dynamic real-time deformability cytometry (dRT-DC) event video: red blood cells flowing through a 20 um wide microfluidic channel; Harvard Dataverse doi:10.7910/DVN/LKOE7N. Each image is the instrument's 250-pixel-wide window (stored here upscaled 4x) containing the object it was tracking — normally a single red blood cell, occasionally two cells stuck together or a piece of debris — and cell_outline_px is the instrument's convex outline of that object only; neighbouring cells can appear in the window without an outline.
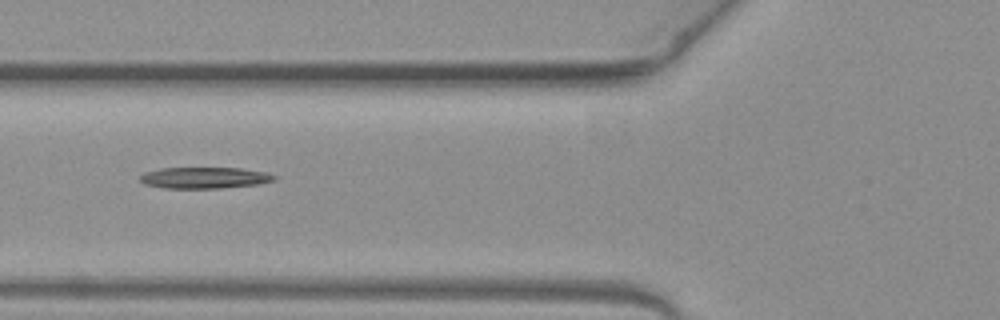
{"species": "common noctule bat (a hibernating species)", "species_latin": "Nyctalus noctula", "temperature_condition": "warm", "stored_images_in_passage": 35, "camera_frame_rate_fps": 3000, "um_per_image_px": 0.085, "animal": {"sex": "female", "body_mass_g": 19.3, "forearm_length_mm": 54.1}, "frame": {"image": 1, "passage_image": 10, "time_ms": 3.0, "image_size_px": [1000, 320], "cell_outline_px": [[276, 180], [260, 184], [220, 188], [164, 188], [144, 184], [140, 180], [140, 176], [144, 172], [160, 168], [240, 168], [268, 172], [276, 176]], "centroid_in_image_um": [17.4, 15.11], "position_along_channel_um": 108.4, "area_um2": 16.76}}
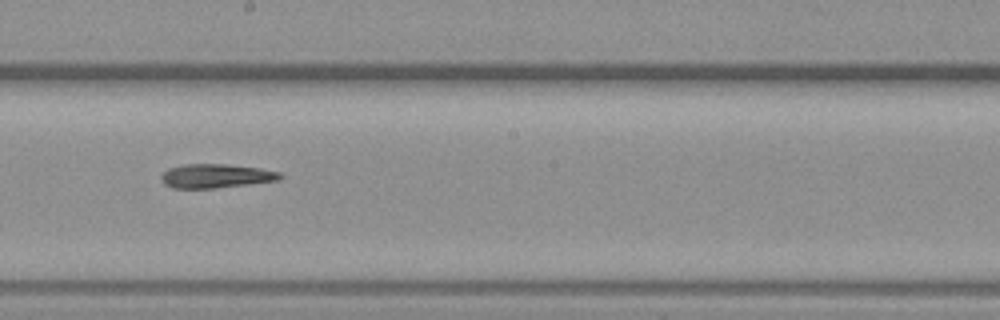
{"frame": {"image": 2, "passage_image": 19, "time_ms": 6.0, "image_size_px": [1000, 320], "cell_outline_px": [[284, 176], [280, 180], [216, 188], [172, 188], [164, 184], [160, 176], [168, 168], [184, 164], [228, 164], [260, 168], [280, 172]], "centroid_in_image_um": [18.37, 14.95], "position_along_channel_um": 229.8, "area_um2": 16.7}}
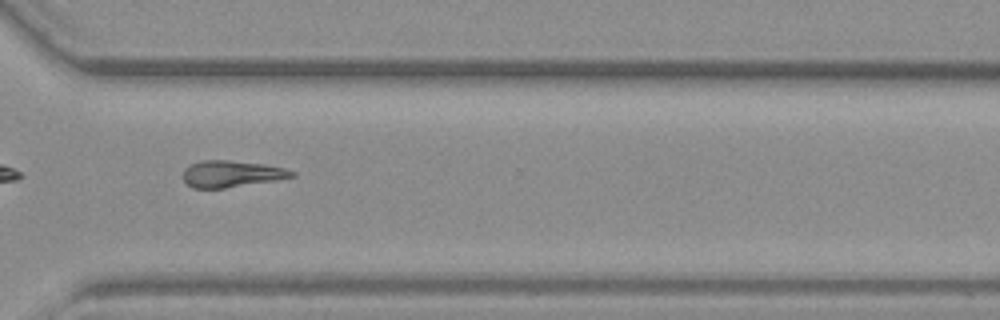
{"frame": {"image": 3, "passage_image": 28, "time_ms": 9.0, "image_size_px": [1000, 320], "cell_outline_px": [[296, 176], [276, 180], [224, 188], [192, 188], [184, 180], [184, 168], [188, 164], [200, 160], [228, 160], [264, 164], [284, 168], [296, 172]], "centroid_in_image_um": [19.67, 14.77], "position_along_channel_um": 350.9, "area_um2": 16.88}, "authors_computed_cell_mechanics": {"area_um2": 16.9932, "velocity_mm_per_s": 4.0414, "shape_relaxation_time_tau1_ms": 10.5407, "shape_relaxation_time_tau2_ms": 9.7561, "deformation_change_tau1": 0.281, "deformation_change_tau2": 0.2586}}